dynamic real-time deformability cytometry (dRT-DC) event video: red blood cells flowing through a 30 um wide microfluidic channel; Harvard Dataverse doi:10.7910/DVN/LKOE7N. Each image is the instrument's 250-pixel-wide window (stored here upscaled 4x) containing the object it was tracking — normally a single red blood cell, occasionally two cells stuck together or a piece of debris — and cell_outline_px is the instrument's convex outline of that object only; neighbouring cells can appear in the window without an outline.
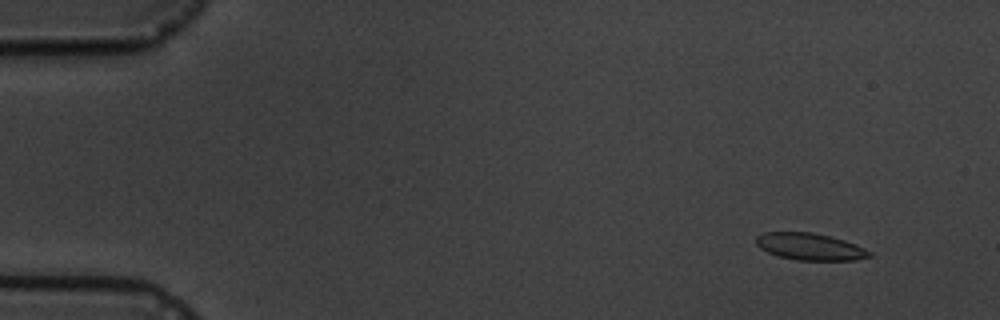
{"species": "common noctule bat (a hibernating species)", "species_latin": "Nyctalus noctula", "temperature_condition": "cold", "stored_images_in_passage": 5, "camera_frame_rate_fps": 3000, "um_per_image_px": 0.085, "animal": {"sex": "male", "body_mass_g": 19.5, "forearm_length_mm": 54.6}, "frame": {"image": 1, "passage_image": 1, "time_ms": 0.0, "image_size_px": [1000, 320], "cell_outline_px": [[872, 256], [856, 260], [796, 260], [780, 256], [768, 252], [760, 248], [756, 244], [756, 236], [764, 232], [812, 232], [844, 240], [856, 244], [872, 252]], "centroid_in_image_um": [68.86, 20.96], "position_along_channel_um": 16.1, "area_um2": 17.74}}
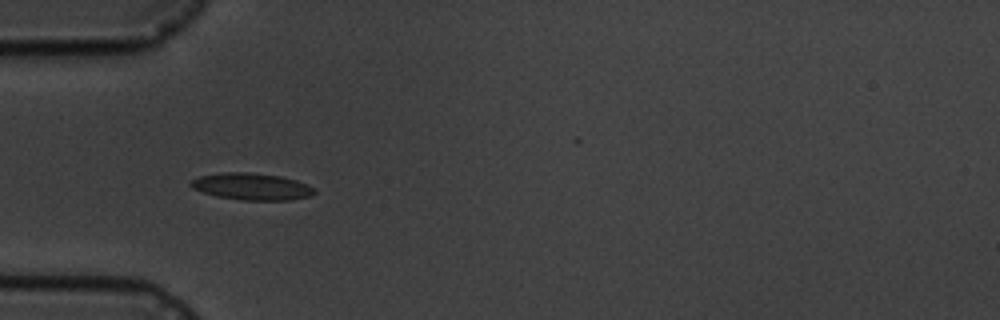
{"frame": {"image": 2, "passage_image": 4, "time_ms": 4.333, "image_size_px": [1000, 320], "cell_outline_px": [[316, 192], [312, 196], [292, 200], [240, 200], [216, 196], [192, 188], [188, 184], [192, 180], [200, 176], [224, 172], [248, 172], [280, 176], [296, 180], [316, 188]], "centroid_in_image_um": [21.43, 15.86], "position_along_channel_um": 63.6, "area_um2": 19.42}}
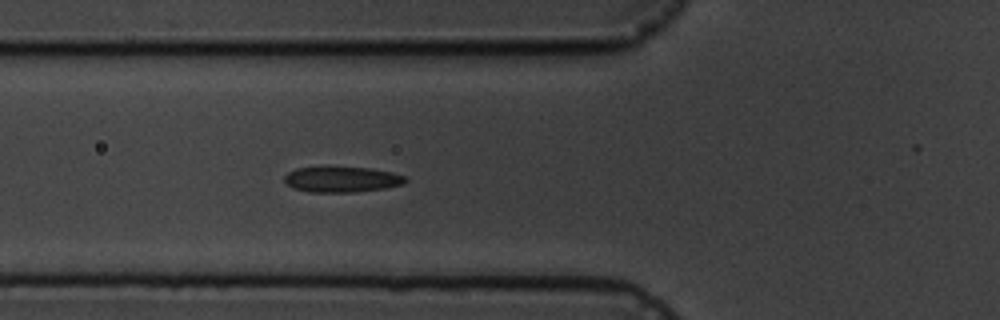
{"frame": {"image": 3, "passage_image": 5, "time_ms": 5.333, "image_size_px": [1000, 320], "cell_outline_px": [[408, 180], [404, 184], [384, 188], [356, 192], [308, 192], [292, 188], [284, 180], [284, 176], [288, 172], [296, 168], [372, 168], [392, 172], [404, 176]], "centroid_in_image_um": [29.07, 15.26], "position_along_channel_um": 96.7, "area_um2": 17.86}}